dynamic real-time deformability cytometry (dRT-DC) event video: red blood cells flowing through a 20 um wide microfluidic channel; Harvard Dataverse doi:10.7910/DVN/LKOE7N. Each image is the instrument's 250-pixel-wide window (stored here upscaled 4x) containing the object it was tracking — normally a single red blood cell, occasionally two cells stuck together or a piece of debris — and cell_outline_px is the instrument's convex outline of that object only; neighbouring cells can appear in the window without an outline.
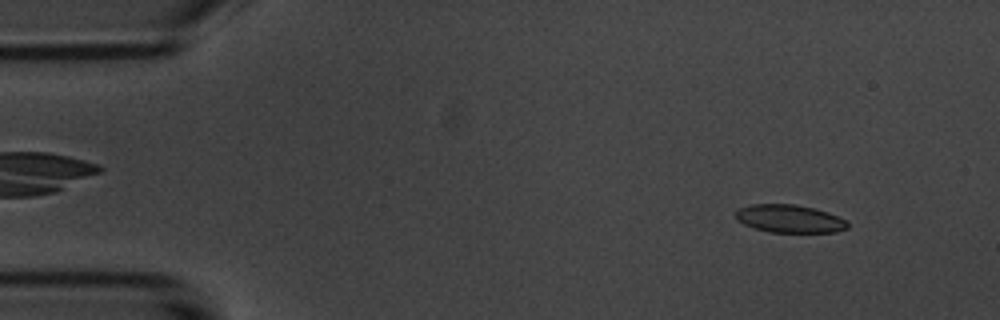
{"species": "common noctule bat (a hibernating species)", "species_latin": "Nyctalus noctula", "temperature_condition": "room temperature", "stored_images_in_passage": 54, "camera_frame_rate_fps": 3000, "um_per_image_px": 0.085, "animal": {"sex": "male", "body_mass_g": 20.1, "forearm_length_mm": 53.5}, "frame": {"image": 1, "passage_image": 5, "time_ms": 1.333, "image_size_px": [1000, 320], "cell_outline_px": [[848, 228], [836, 232], [768, 232], [752, 228], [736, 220], [732, 212], [740, 208], [752, 204], [792, 204], [812, 208], [828, 212], [848, 220]], "centroid_in_image_um": [67.08, 18.59], "position_along_channel_um": 17.9, "area_um2": 18.44}}
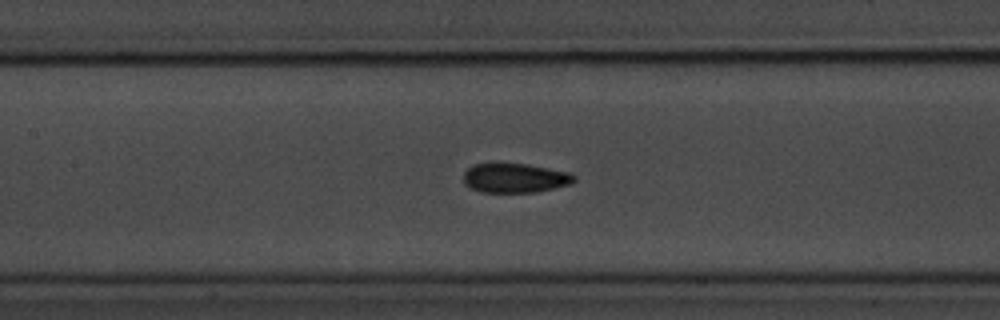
{"frame": {"image": 2, "passage_image": 24, "time_ms": 7.667, "image_size_px": [1000, 320], "cell_outline_px": [[576, 180], [572, 184], [536, 192], [480, 192], [464, 184], [464, 172], [472, 164], [496, 160], [528, 164], [568, 172], [576, 176]], "centroid_in_image_um": [43.73, 15.08], "position_along_channel_um": 163.7, "area_um2": 19.71}}
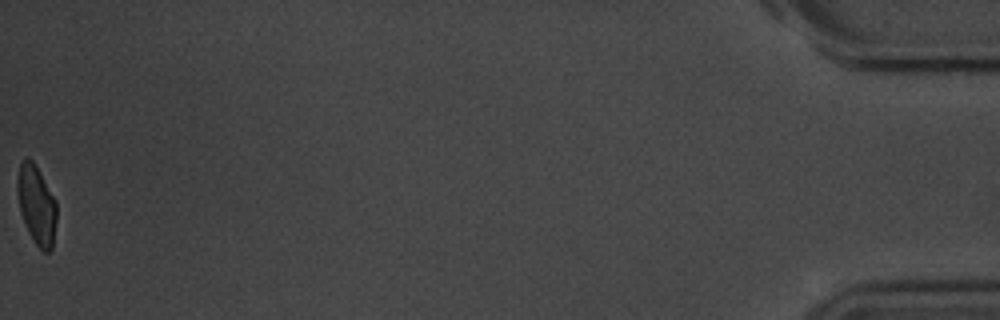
{"frame": {"image": 3, "passage_image": 54, "time_ms": 17.667, "image_size_px": [1000, 320], "cell_outline_px": [[56, 220], [52, 248], [48, 252], [44, 252], [32, 240], [24, 224], [20, 212], [16, 192], [16, 180], [20, 164], [24, 160], [32, 160], [56, 200]], "centroid_in_image_um": [3.08, 17.45], "position_along_channel_um": 432.1, "area_um2": 18.03}, "authors_computed_cell_mechanics": {"area_um2": 19.3052, "velocity_mm_per_s": 3.6927, "shape_relaxation_time_tau1_ms": 3.006, "shape_relaxation_time_tau2_ms": 1.4071, "deformation_change_tau1": 0.0982, "deformation_change_tau2": 0.0588}}